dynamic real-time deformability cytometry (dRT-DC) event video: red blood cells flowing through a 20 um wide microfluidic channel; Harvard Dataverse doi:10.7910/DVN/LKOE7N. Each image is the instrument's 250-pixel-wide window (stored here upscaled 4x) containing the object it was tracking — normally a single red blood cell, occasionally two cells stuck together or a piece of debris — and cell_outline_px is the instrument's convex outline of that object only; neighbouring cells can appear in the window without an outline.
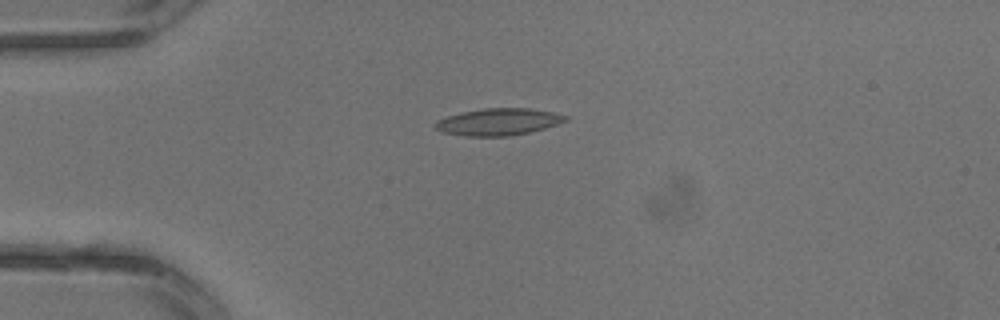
{"species": "common noctule bat (a hibernating species)", "species_latin": "Nyctalus noctula", "temperature_condition": "warm", "stored_images_in_passage": 1, "camera_frame_rate_fps": 3000, "um_per_image_px": 0.085, "animal": {"sex": "male", "body_mass_g": 13.3}, "frame": {"image": 1, "passage_image": 1, "time_ms": 0.0, "image_size_px": [1000, 320], "cell_outline_px": [[568, 120], [544, 128], [528, 132], [508, 136], [464, 136], [444, 132], [436, 128], [436, 120], [448, 116], [464, 112], [484, 108], [528, 108], [552, 112], [568, 116]], "centroid_in_image_um": [42.37, 10.35], "position_along_channel_um": 42.6, "area_um2": 20.11}}